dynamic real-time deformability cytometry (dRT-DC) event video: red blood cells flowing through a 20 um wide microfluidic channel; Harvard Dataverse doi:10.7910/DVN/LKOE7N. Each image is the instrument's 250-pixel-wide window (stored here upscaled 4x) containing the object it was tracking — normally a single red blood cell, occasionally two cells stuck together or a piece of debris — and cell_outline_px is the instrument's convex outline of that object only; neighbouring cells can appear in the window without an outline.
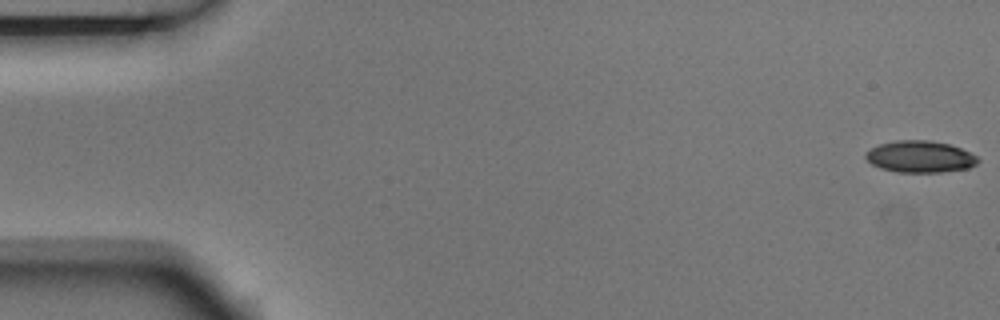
{"species": "Egyptian fruit bat (a non-hibernating species)", "species_latin": "Rousettus aegyptiacus", "temperature_condition": "room temperature", "stored_images_in_passage": 5, "camera_frame_rate_fps": 3000, "um_per_image_px": 0.085, "animal": {"sex": "male"}, "frame": {"image": 1, "passage_image": 1, "time_ms": 0.0, "image_size_px": [1000, 320], "cell_outline_px": [[980, 160], [976, 164], [968, 168], [940, 172], [896, 172], [880, 168], [872, 164], [864, 156], [864, 152], [880, 144], [896, 140], [932, 140], [948, 144], [960, 148], [976, 156]], "centroid_in_image_um": [78.18, 13.31], "position_along_channel_um": 6.8, "area_um2": 20.69}}
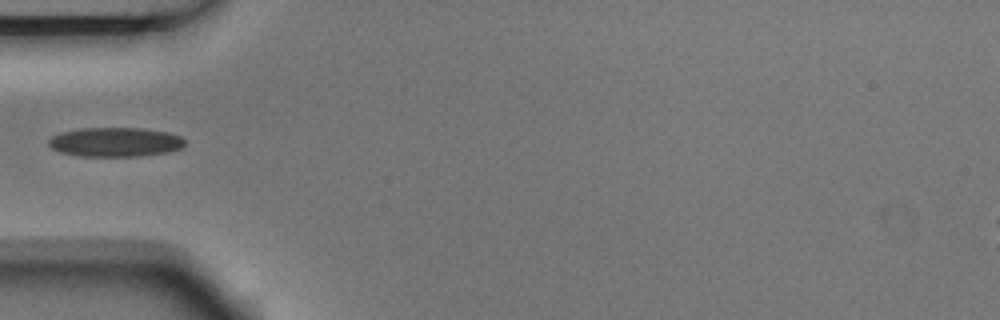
{"frame": {"image": 2, "passage_image": 5, "time_ms": 1.333, "image_size_px": [1000, 320], "cell_outline_px": [[184, 144], [180, 148], [168, 152], [140, 156], [80, 156], [60, 152], [52, 148], [48, 144], [48, 140], [52, 136], [64, 132], [80, 128], [140, 128], [168, 132], [180, 136], [184, 140]], "centroid_in_image_um": [9.79, 12.07], "position_along_channel_um": 75.2, "area_um2": 23.12}}